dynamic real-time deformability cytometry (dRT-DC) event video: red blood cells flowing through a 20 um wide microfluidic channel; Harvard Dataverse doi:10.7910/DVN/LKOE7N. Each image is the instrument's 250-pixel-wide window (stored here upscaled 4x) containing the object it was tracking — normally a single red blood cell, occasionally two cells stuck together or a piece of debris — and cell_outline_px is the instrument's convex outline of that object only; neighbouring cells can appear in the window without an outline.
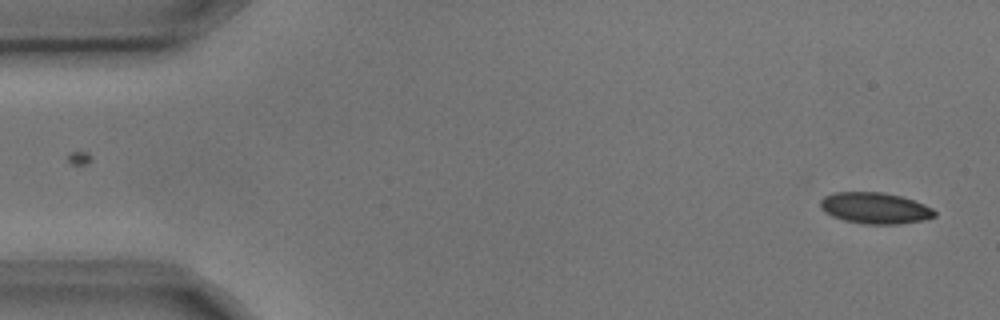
{"species": "common noctule bat (a hibernating species)", "species_latin": "Nyctalus noctula", "temperature_condition": "cold", "stored_images_in_passage": 3, "camera_frame_rate_fps": 3000, "um_per_image_px": 0.085, "animal": {"sex": "male", "body_mass_g": 17.9, "forearm_length_mm": 54.2}, "frame": {"image": 1, "passage_image": 3, "time_ms": 0.667, "image_size_px": [1000, 320], "cell_outline_px": [[936, 216], [924, 220], [900, 224], [864, 224], [844, 220], [832, 216], [824, 212], [820, 208], [820, 200], [824, 196], [836, 192], [880, 192], [900, 196], [924, 204], [932, 208], [936, 212]], "centroid_in_image_um": [74.36, 17.69], "position_along_channel_um": 10.6, "area_um2": 20.81}}